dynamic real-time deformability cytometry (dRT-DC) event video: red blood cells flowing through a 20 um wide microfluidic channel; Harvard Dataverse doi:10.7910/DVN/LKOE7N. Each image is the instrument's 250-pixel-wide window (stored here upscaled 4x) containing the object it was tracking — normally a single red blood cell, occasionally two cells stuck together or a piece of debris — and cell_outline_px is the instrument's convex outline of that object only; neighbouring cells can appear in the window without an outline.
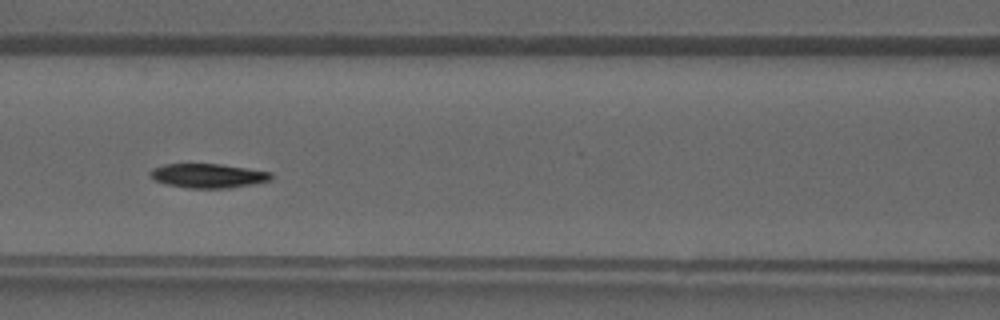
{"species": "common noctule bat (a hibernating species)", "species_latin": "Nyctalus noctula", "temperature_condition": "warm", "stored_images_in_passage": 16, "camera_frame_rate_fps": 3000, "um_per_image_px": 0.085, "animal": {"sex": "male", "forearm_length_mm": 52.5}, "frame": {"image": 1, "passage_image": 6, "time_ms": 1.667, "image_size_px": [1000, 320], "cell_outline_px": [[272, 180], [252, 184], [228, 188], [188, 188], [164, 184], [156, 180], [148, 172], [152, 168], [164, 164], [220, 164], [272, 172]], "centroid_in_image_um": [17.68, 14.94], "position_along_channel_um": 148.9, "area_um2": 17.05}}
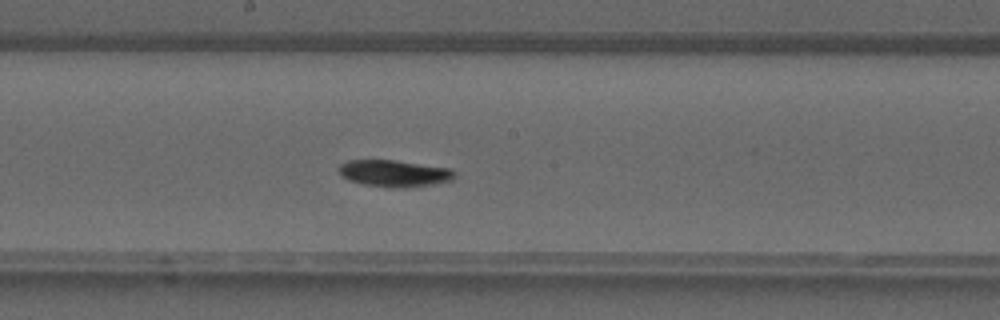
{"frame": {"image": 2, "passage_image": 10, "time_ms": 3.0, "image_size_px": [1000, 320], "cell_outline_px": [[456, 176], [452, 180], [432, 184], [408, 188], [388, 188], [364, 184], [348, 180], [340, 176], [340, 164], [348, 160], [396, 160], [452, 168], [456, 172]], "centroid_in_image_um": [33.55, 14.74], "position_along_channel_um": 214.7, "area_um2": 18.32}}
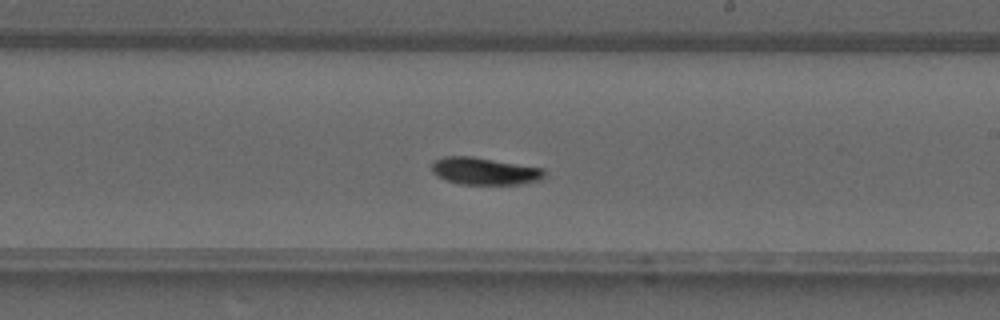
{"frame": {"image": 3, "passage_image": 12, "time_ms": 3.667, "image_size_px": [1000, 320], "cell_outline_px": [[548, 172], [544, 180], [524, 184], [460, 184], [444, 180], [436, 176], [432, 172], [432, 164], [436, 160], [444, 156], [472, 156], [544, 168]], "centroid_in_image_um": [41.26, 14.55], "position_along_channel_um": 247.7, "area_um2": 18.26}}